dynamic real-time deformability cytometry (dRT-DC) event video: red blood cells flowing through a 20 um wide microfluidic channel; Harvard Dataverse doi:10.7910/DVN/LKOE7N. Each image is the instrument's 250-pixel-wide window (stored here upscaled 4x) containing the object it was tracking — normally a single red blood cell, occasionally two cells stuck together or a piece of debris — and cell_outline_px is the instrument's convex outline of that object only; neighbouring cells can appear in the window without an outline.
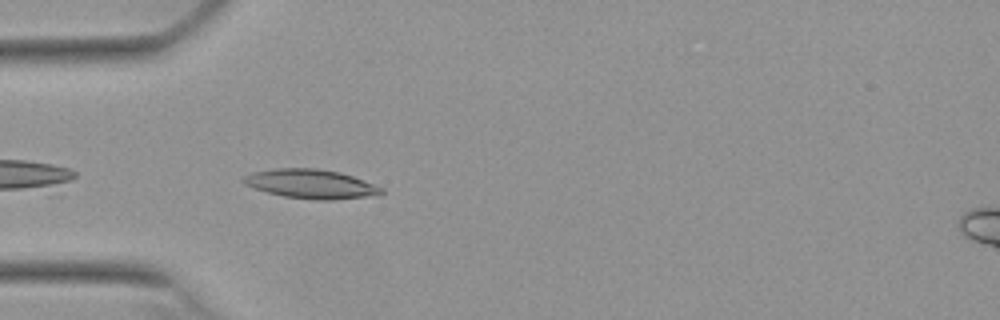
{"species": "Egyptian fruit bat (a non-hibernating species)", "species_latin": "Rousettus aegyptiacus", "temperature_condition": "warm", "stored_images_in_passage": 8, "camera_frame_rate_fps": 3000, "um_per_image_px": 0.085, "animal": {"sex": "female"}, "frame": {"image": 1, "passage_image": 2, "time_ms": 0.333, "image_size_px": [1000, 320], "cell_outline_px": [[384, 192], [364, 196], [332, 200], [316, 200], [284, 196], [268, 192], [244, 184], [240, 180], [244, 176], [252, 172], [276, 168], [316, 168], [340, 172], [352, 176], [384, 188]], "centroid_in_image_um": [26.38, 15.62], "position_along_channel_um": 58.6, "area_um2": 23.12}}
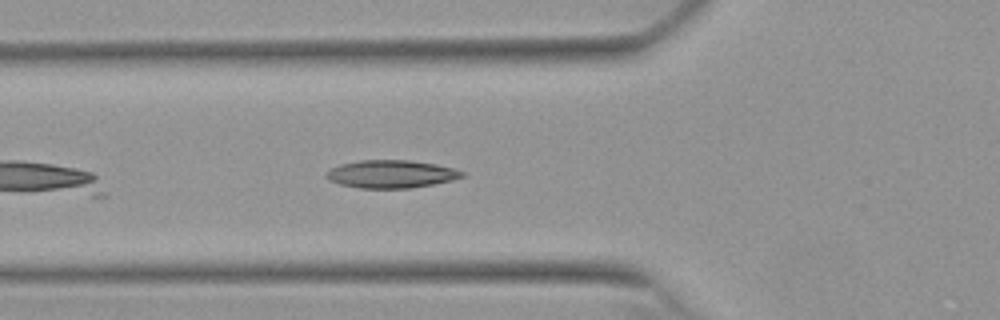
{"frame": {"image": 2, "passage_image": 5, "time_ms": 1.333, "image_size_px": [1000, 320], "cell_outline_px": [[464, 176], [452, 180], [432, 184], [408, 188], [360, 188], [340, 184], [328, 180], [324, 176], [324, 172], [340, 164], [360, 160], [408, 160], [436, 164], [452, 168], [464, 172]], "centroid_in_image_um": [33.2, 14.79], "position_along_channel_um": 92.6, "area_um2": 21.96}}